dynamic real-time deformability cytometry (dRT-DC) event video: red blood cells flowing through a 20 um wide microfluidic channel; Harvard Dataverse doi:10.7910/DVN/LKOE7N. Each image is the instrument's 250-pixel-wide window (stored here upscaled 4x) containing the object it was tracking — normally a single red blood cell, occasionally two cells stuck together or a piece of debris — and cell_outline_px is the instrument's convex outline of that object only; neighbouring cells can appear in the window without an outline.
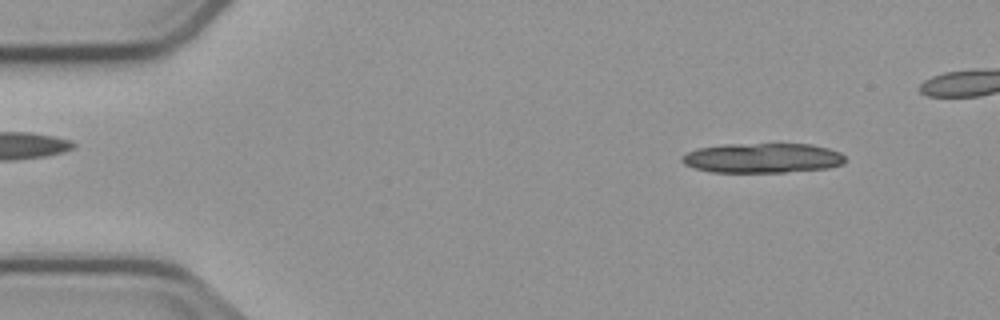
{"species": "common noctule bat (a hibernating species)", "species_latin": "Nyctalus noctula", "temperature_condition": "cold", "stored_images_in_passage": 4, "segment_of_instrument_passage": [2, 2], "camera_frame_rate_fps": 3000, "um_per_image_px": 0.085, "animal": {"sex": "male", "body_mass_g": 23.1, "forearm_length_mm": 52.7}, "frame": {"image": 1, "passage_image": 4, "time_ms": 5.0, "image_size_px": [1000, 320], "cell_outline_px": [[844, 164], [828, 168], [784, 172], [712, 172], [696, 168], [684, 164], [680, 160], [680, 156], [688, 152], [700, 148], [724, 144], [812, 144], [828, 148], [840, 152], [844, 156]], "centroid_in_image_um": [64.82, 13.43], "position_along_channel_um": 20.2, "area_um2": 28.32}}